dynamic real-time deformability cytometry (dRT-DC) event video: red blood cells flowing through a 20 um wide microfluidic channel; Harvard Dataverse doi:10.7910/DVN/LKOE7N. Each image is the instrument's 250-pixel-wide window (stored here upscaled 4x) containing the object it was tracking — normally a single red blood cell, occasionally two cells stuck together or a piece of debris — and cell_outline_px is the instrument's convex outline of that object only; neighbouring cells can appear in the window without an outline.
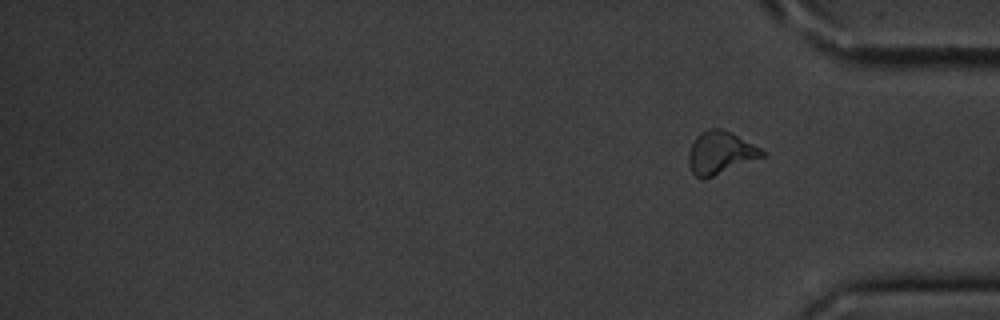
{"species": "common noctule bat (a hibernating species)", "species_latin": "Nyctalus noctula", "temperature_condition": "cold", "stored_images_in_passage": 15, "segment_of_instrument_passage": [2, 2], "camera_frame_rate_fps": 3000, "um_per_image_px": 0.085, "animal": {"sex": "male", "body_mass_g": 20.1, "forearm_length_mm": 53.5}, "frame": {"image": 1, "passage_image": 15, "time_ms": 18.333, "image_size_px": [1000, 320], "cell_outline_px": [[768, 152], [764, 156], [712, 176], [696, 176], [692, 172], [688, 164], [688, 152], [696, 136], [700, 132], [708, 128], [720, 128], [732, 132]], "centroid_in_image_um": [61.23, 12.93], "position_along_channel_um": 374.0, "area_um2": 18.03}}